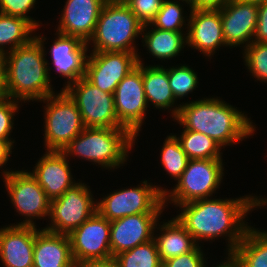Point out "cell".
I'll return each instance as SVG.
<instances>
[{
  "label": "cell",
  "instance_id": "1",
  "mask_svg": "<svg viewBox=\"0 0 267 267\" xmlns=\"http://www.w3.org/2000/svg\"><path fill=\"white\" fill-rule=\"evenodd\" d=\"M267 205V199L247 196L238 199H198L180 206L178 221L193 236L200 240L214 239L222 235L229 237V253L242 241L249 226L244 224L246 213L255 206ZM226 234V235H225Z\"/></svg>",
  "mask_w": 267,
  "mask_h": 267
},
{
  "label": "cell",
  "instance_id": "2",
  "mask_svg": "<svg viewBox=\"0 0 267 267\" xmlns=\"http://www.w3.org/2000/svg\"><path fill=\"white\" fill-rule=\"evenodd\" d=\"M172 111L185 130L203 133L221 146L242 141L254 132L252 122L244 113L217 98L180 104Z\"/></svg>",
  "mask_w": 267,
  "mask_h": 267
},
{
  "label": "cell",
  "instance_id": "3",
  "mask_svg": "<svg viewBox=\"0 0 267 267\" xmlns=\"http://www.w3.org/2000/svg\"><path fill=\"white\" fill-rule=\"evenodd\" d=\"M43 37L34 36L27 44L9 51L3 95L22 101L42 100L54 94L44 58Z\"/></svg>",
  "mask_w": 267,
  "mask_h": 267
},
{
  "label": "cell",
  "instance_id": "4",
  "mask_svg": "<svg viewBox=\"0 0 267 267\" xmlns=\"http://www.w3.org/2000/svg\"><path fill=\"white\" fill-rule=\"evenodd\" d=\"M135 139L128 129L85 127L61 152L112 169L126 162Z\"/></svg>",
  "mask_w": 267,
  "mask_h": 267
},
{
  "label": "cell",
  "instance_id": "5",
  "mask_svg": "<svg viewBox=\"0 0 267 267\" xmlns=\"http://www.w3.org/2000/svg\"><path fill=\"white\" fill-rule=\"evenodd\" d=\"M144 26L132 13L130 8L115 1H107L98 18L93 36V52H130L138 54L133 41L144 33Z\"/></svg>",
  "mask_w": 267,
  "mask_h": 267
},
{
  "label": "cell",
  "instance_id": "6",
  "mask_svg": "<svg viewBox=\"0 0 267 267\" xmlns=\"http://www.w3.org/2000/svg\"><path fill=\"white\" fill-rule=\"evenodd\" d=\"M45 100L48 103L45 107L44 125L46 150L62 151L85 126L75 101L65 90L42 99Z\"/></svg>",
  "mask_w": 267,
  "mask_h": 267
},
{
  "label": "cell",
  "instance_id": "7",
  "mask_svg": "<svg viewBox=\"0 0 267 267\" xmlns=\"http://www.w3.org/2000/svg\"><path fill=\"white\" fill-rule=\"evenodd\" d=\"M223 171L222 159L188 160L177 186L164 193V202L171 199L174 204L182 205L210 197L220 185Z\"/></svg>",
  "mask_w": 267,
  "mask_h": 267
},
{
  "label": "cell",
  "instance_id": "8",
  "mask_svg": "<svg viewBox=\"0 0 267 267\" xmlns=\"http://www.w3.org/2000/svg\"><path fill=\"white\" fill-rule=\"evenodd\" d=\"M166 192V189L148 185L146 180L140 187L112 192L96 203L97 212L110 222L128 215L162 213Z\"/></svg>",
  "mask_w": 267,
  "mask_h": 267
},
{
  "label": "cell",
  "instance_id": "9",
  "mask_svg": "<svg viewBox=\"0 0 267 267\" xmlns=\"http://www.w3.org/2000/svg\"><path fill=\"white\" fill-rule=\"evenodd\" d=\"M63 90L75 101L86 128L127 129L116 117L114 94L100 90L85 77Z\"/></svg>",
  "mask_w": 267,
  "mask_h": 267
},
{
  "label": "cell",
  "instance_id": "10",
  "mask_svg": "<svg viewBox=\"0 0 267 267\" xmlns=\"http://www.w3.org/2000/svg\"><path fill=\"white\" fill-rule=\"evenodd\" d=\"M86 184L76 183L67 189L64 194L51 200V225L44 228L50 232L69 234L78 228L96 211V203Z\"/></svg>",
  "mask_w": 267,
  "mask_h": 267
},
{
  "label": "cell",
  "instance_id": "11",
  "mask_svg": "<svg viewBox=\"0 0 267 267\" xmlns=\"http://www.w3.org/2000/svg\"><path fill=\"white\" fill-rule=\"evenodd\" d=\"M68 237L74 263L112 258L110 221L97 211Z\"/></svg>",
  "mask_w": 267,
  "mask_h": 267
},
{
  "label": "cell",
  "instance_id": "12",
  "mask_svg": "<svg viewBox=\"0 0 267 267\" xmlns=\"http://www.w3.org/2000/svg\"><path fill=\"white\" fill-rule=\"evenodd\" d=\"M85 78L100 90L114 94L117 85L137 66V55L130 52H92Z\"/></svg>",
  "mask_w": 267,
  "mask_h": 267
},
{
  "label": "cell",
  "instance_id": "13",
  "mask_svg": "<svg viewBox=\"0 0 267 267\" xmlns=\"http://www.w3.org/2000/svg\"><path fill=\"white\" fill-rule=\"evenodd\" d=\"M114 103L118 121L137 137L148 107L142 70L138 66L117 85Z\"/></svg>",
  "mask_w": 267,
  "mask_h": 267
},
{
  "label": "cell",
  "instance_id": "14",
  "mask_svg": "<svg viewBox=\"0 0 267 267\" xmlns=\"http://www.w3.org/2000/svg\"><path fill=\"white\" fill-rule=\"evenodd\" d=\"M3 173L11 202L19 214L27 218L50 215L51 200L30 172L21 170Z\"/></svg>",
  "mask_w": 267,
  "mask_h": 267
},
{
  "label": "cell",
  "instance_id": "15",
  "mask_svg": "<svg viewBox=\"0 0 267 267\" xmlns=\"http://www.w3.org/2000/svg\"><path fill=\"white\" fill-rule=\"evenodd\" d=\"M161 213L128 215L110 222V248L112 258L120 252L133 249L154 238L155 226ZM153 234V235H152Z\"/></svg>",
  "mask_w": 267,
  "mask_h": 267
},
{
  "label": "cell",
  "instance_id": "16",
  "mask_svg": "<svg viewBox=\"0 0 267 267\" xmlns=\"http://www.w3.org/2000/svg\"><path fill=\"white\" fill-rule=\"evenodd\" d=\"M224 41L227 46L250 45L255 35L258 4L229 0L220 9Z\"/></svg>",
  "mask_w": 267,
  "mask_h": 267
},
{
  "label": "cell",
  "instance_id": "17",
  "mask_svg": "<svg viewBox=\"0 0 267 267\" xmlns=\"http://www.w3.org/2000/svg\"><path fill=\"white\" fill-rule=\"evenodd\" d=\"M30 218L0 229V258L6 267H33L36 225Z\"/></svg>",
  "mask_w": 267,
  "mask_h": 267
},
{
  "label": "cell",
  "instance_id": "18",
  "mask_svg": "<svg viewBox=\"0 0 267 267\" xmlns=\"http://www.w3.org/2000/svg\"><path fill=\"white\" fill-rule=\"evenodd\" d=\"M108 0H67L58 33L89 43L104 4Z\"/></svg>",
  "mask_w": 267,
  "mask_h": 267
},
{
  "label": "cell",
  "instance_id": "19",
  "mask_svg": "<svg viewBox=\"0 0 267 267\" xmlns=\"http://www.w3.org/2000/svg\"><path fill=\"white\" fill-rule=\"evenodd\" d=\"M186 44L210 56L219 46L226 45L223 37L220 9H191Z\"/></svg>",
  "mask_w": 267,
  "mask_h": 267
},
{
  "label": "cell",
  "instance_id": "20",
  "mask_svg": "<svg viewBox=\"0 0 267 267\" xmlns=\"http://www.w3.org/2000/svg\"><path fill=\"white\" fill-rule=\"evenodd\" d=\"M66 158L68 157L61 151H46L31 172L50 200L62 196L76 184L72 181Z\"/></svg>",
  "mask_w": 267,
  "mask_h": 267
},
{
  "label": "cell",
  "instance_id": "21",
  "mask_svg": "<svg viewBox=\"0 0 267 267\" xmlns=\"http://www.w3.org/2000/svg\"><path fill=\"white\" fill-rule=\"evenodd\" d=\"M57 34L58 38L54 41L50 52L55 70L69 79L66 88L85 77L88 43L82 42L77 37Z\"/></svg>",
  "mask_w": 267,
  "mask_h": 267
},
{
  "label": "cell",
  "instance_id": "22",
  "mask_svg": "<svg viewBox=\"0 0 267 267\" xmlns=\"http://www.w3.org/2000/svg\"><path fill=\"white\" fill-rule=\"evenodd\" d=\"M68 234L42 229L35 236L33 267H74Z\"/></svg>",
  "mask_w": 267,
  "mask_h": 267
},
{
  "label": "cell",
  "instance_id": "23",
  "mask_svg": "<svg viewBox=\"0 0 267 267\" xmlns=\"http://www.w3.org/2000/svg\"><path fill=\"white\" fill-rule=\"evenodd\" d=\"M160 230L163 231L162 234L153 239L162 263L170 258L191 252L197 246L193 236L177 218L164 223Z\"/></svg>",
  "mask_w": 267,
  "mask_h": 267
},
{
  "label": "cell",
  "instance_id": "24",
  "mask_svg": "<svg viewBox=\"0 0 267 267\" xmlns=\"http://www.w3.org/2000/svg\"><path fill=\"white\" fill-rule=\"evenodd\" d=\"M137 66L142 70L143 87L147 103L151 102L157 108L168 109L174 105L175 97L169 85L167 69L160 66H146L137 56Z\"/></svg>",
  "mask_w": 267,
  "mask_h": 267
},
{
  "label": "cell",
  "instance_id": "25",
  "mask_svg": "<svg viewBox=\"0 0 267 267\" xmlns=\"http://www.w3.org/2000/svg\"><path fill=\"white\" fill-rule=\"evenodd\" d=\"M232 253L242 267H267V232L249 227Z\"/></svg>",
  "mask_w": 267,
  "mask_h": 267
},
{
  "label": "cell",
  "instance_id": "26",
  "mask_svg": "<svg viewBox=\"0 0 267 267\" xmlns=\"http://www.w3.org/2000/svg\"><path fill=\"white\" fill-rule=\"evenodd\" d=\"M146 47L158 59H170L180 53L187 41L182 32L152 29L143 35ZM184 37V38H183ZM185 41V42H184Z\"/></svg>",
  "mask_w": 267,
  "mask_h": 267
},
{
  "label": "cell",
  "instance_id": "27",
  "mask_svg": "<svg viewBox=\"0 0 267 267\" xmlns=\"http://www.w3.org/2000/svg\"><path fill=\"white\" fill-rule=\"evenodd\" d=\"M34 30L36 28L28 20L0 13V51L6 52L5 44H10L12 51L29 43L34 38L30 35Z\"/></svg>",
  "mask_w": 267,
  "mask_h": 267
},
{
  "label": "cell",
  "instance_id": "28",
  "mask_svg": "<svg viewBox=\"0 0 267 267\" xmlns=\"http://www.w3.org/2000/svg\"><path fill=\"white\" fill-rule=\"evenodd\" d=\"M177 139L189 160L221 159L220 148L222 146L203 133L184 129Z\"/></svg>",
  "mask_w": 267,
  "mask_h": 267
},
{
  "label": "cell",
  "instance_id": "29",
  "mask_svg": "<svg viewBox=\"0 0 267 267\" xmlns=\"http://www.w3.org/2000/svg\"><path fill=\"white\" fill-rule=\"evenodd\" d=\"M117 267H162L154 239L113 257Z\"/></svg>",
  "mask_w": 267,
  "mask_h": 267
},
{
  "label": "cell",
  "instance_id": "30",
  "mask_svg": "<svg viewBox=\"0 0 267 267\" xmlns=\"http://www.w3.org/2000/svg\"><path fill=\"white\" fill-rule=\"evenodd\" d=\"M161 151V163L164 169L171 177L178 180L186 169L189 159L176 135L167 136Z\"/></svg>",
  "mask_w": 267,
  "mask_h": 267
},
{
  "label": "cell",
  "instance_id": "31",
  "mask_svg": "<svg viewBox=\"0 0 267 267\" xmlns=\"http://www.w3.org/2000/svg\"><path fill=\"white\" fill-rule=\"evenodd\" d=\"M182 7L180 3L164 0L162 7L157 12L155 18L150 24L144 26H154L161 30H169L174 32H182L181 28L184 23V17L182 15Z\"/></svg>",
  "mask_w": 267,
  "mask_h": 267
},
{
  "label": "cell",
  "instance_id": "32",
  "mask_svg": "<svg viewBox=\"0 0 267 267\" xmlns=\"http://www.w3.org/2000/svg\"><path fill=\"white\" fill-rule=\"evenodd\" d=\"M169 85L175 99L182 98L192 92L197 84V74L188 66L167 69Z\"/></svg>",
  "mask_w": 267,
  "mask_h": 267
},
{
  "label": "cell",
  "instance_id": "33",
  "mask_svg": "<svg viewBox=\"0 0 267 267\" xmlns=\"http://www.w3.org/2000/svg\"><path fill=\"white\" fill-rule=\"evenodd\" d=\"M245 48L246 66L257 80L267 82V43L253 41Z\"/></svg>",
  "mask_w": 267,
  "mask_h": 267
},
{
  "label": "cell",
  "instance_id": "34",
  "mask_svg": "<svg viewBox=\"0 0 267 267\" xmlns=\"http://www.w3.org/2000/svg\"><path fill=\"white\" fill-rule=\"evenodd\" d=\"M3 96L0 99V139L9 142L13 146V141L9 139V134L13 128V115L18 109V101Z\"/></svg>",
  "mask_w": 267,
  "mask_h": 267
},
{
  "label": "cell",
  "instance_id": "35",
  "mask_svg": "<svg viewBox=\"0 0 267 267\" xmlns=\"http://www.w3.org/2000/svg\"><path fill=\"white\" fill-rule=\"evenodd\" d=\"M164 0H129L126 5L142 24H150Z\"/></svg>",
  "mask_w": 267,
  "mask_h": 267
},
{
  "label": "cell",
  "instance_id": "36",
  "mask_svg": "<svg viewBox=\"0 0 267 267\" xmlns=\"http://www.w3.org/2000/svg\"><path fill=\"white\" fill-rule=\"evenodd\" d=\"M36 0H0V13L8 16L21 17L28 20L35 28L40 26L36 20L27 16Z\"/></svg>",
  "mask_w": 267,
  "mask_h": 267
},
{
  "label": "cell",
  "instance_id": "37",
  "mask_svg": "<svg viewBox=\"0 0 267 267\" xmlns=\"http://www.w3.org/2000/svg\"><path fill=\"white\" fill-rule=\"evenodd\" d=\"M203 258L198 244L191 252L165 260L162 267H204Z\"/></svg>",
  "mask_w": 267,
  "mask_h": 267
},
{
  "label": "cell",
  "instance_id": "38",
  "mask_svg": "<svg viewBox=\"0 0 267 267\" xmlns=\"http://www.w3.org/2000/svg\"><path fill=\"white\" fill-rule=\"evenodd\" d=\"M254 42L267 43V1L258 4L257 27Z\"/></svg>",
  "mask_w": 267,
  "mask_h": 267
},
{
  "label": "cell",
  "instance_id": "39",
  "mask_svg": "<svg viewBox=\"0 0 267 267\" xmlns=\"http://www.w3.org/2000/svg\"><path fill=\"white\" fill-rule=\"evenodd\" d=\"M229 0H189L190 9H221Z\"/></svg>",
  "mask_w": 267,
  "mask_h": 267
},
{
  "label": "cell",
  "instance_id": "40",
  "mask_svg": "<svg viewBox=\"0 0 267 267\" xmlns=\"http://www.w3.org/2000/svg\"><path fill=\"white\" fill-rule=\"evenodd\" d=\"M74 267H117L114 258L104 260H89L75 263Z\"/></svg>",
  "mask_w": 267,
  "mask_h": 267
},
{
  "label": "cell",
  "instance_id": "41",
  "mask_svg": "<svg viewBox=\"0 0 267 267\" xmlns=\"http://www.w3.org/2000/svg\"><path fill=\"white\" fill-rule=\"evenodd\" d=\"M12 145L0 139V167L6 164L11 154Z\"/></svg>",
  "mask_w": 267,
  "mask_h": 267
},
{
  "label": "cell",
  "instance_id": "42",
  "mask_svg": "<svg viewBox=\"0 0 267 267\" xmlns=\"http://www.w3.org/2000/svg\"><path fill=\"white\" fill-rule=\"evenodd\" d=\"M8 53L0 51V90L4 93L6 78V56Z\"/></svg>",
  "mask_w": 267,
  "mask_h": 267
},
{
  "label": "cell",
  "instance_id": "43",
  "mask_svg": "<svg viewBox=\"0 0 267 267\" xmlns=\"http://www.w3.org/2000/svg\"><path fill=\"white\" fill-rule=\"evenodd\" d=\"M227 262H222V264L216 266V267H242L240 261L236 258V256L233 253H228ZM206 267V265H204Z\"/></svg>",
  "mask_w": 267,
  "mask_h": 267
},
{
  "label": "cell",
  "instance_id": "44",
  "mask_svg": "<svg viewBox=\"0 0 267 267\" xmlns=\"http://www.w3.org/2000/svg\"><path fill=\"white\" fill-rule=\"evenodd\" d=\"M241 1L250 2L254 4H261V3L266 2L267 0H241Z\"/></svg>",
  "mask_w": 267,
  "mask_h": 267
},
{
  "label": "cell",
  "instance_id": "45",
  "mask_svg": "<svg viewBox=\"0 0 267 267\" xmlns=\"http://www.w3.org/2000/svg\"><path fill=\"white\" fill-rule=\"evenodd\" d=\"M117 2L126 4L129 0H116Z\"/></svg>",
  "mask_w": 267,
  "mask_h": 267
},
{
  "label": "cell",
  "instance_id": "46",
  "mask_svg": "<svg viewBox=\"0 0 267 267\" xmlns=\"http://www.w3.org/2000/svg\"><path fill=\"white\" fill-rule=\"evenodd\" d=\"M3 92L0 90V99L3 97Z\"/></svg>",
  "mask_w": 267,
  "mask_h": 267
},
{
  "label": "cell",
  "instance_id": "47",
  "mask_svg": "<svg viewBox=\"0 0 267 267\" xmlns=\"http://www.w3.org/2000/svg\"><path fill=\"white\" fill-rule=\"evenodd\" d=\"M179 1H180V0H179ZM182 1H185L187 4L190 5L189 0H182Z\"/></svg>",
  "mask_w": 267,
  "mask_h": 267
}]
</instances>
